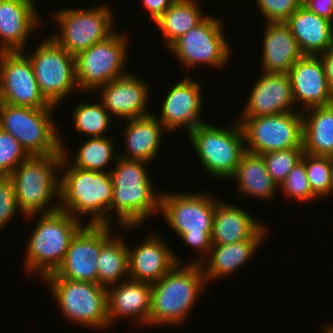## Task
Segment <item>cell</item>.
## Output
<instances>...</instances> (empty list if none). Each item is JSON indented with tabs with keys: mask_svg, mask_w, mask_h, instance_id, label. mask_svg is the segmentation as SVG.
Masks as SVG:
<instances>
[{
	"mask_svg": "<svg viewBox=\"0 0 333 333\" xmlns=\"http://www.w3.org/2000/svg\"><path fill=\"white\" fill-rule=\"evenodd\" d=\"M147 164L150 163L118 156L110 171L113 198L108 209V225H112V216L117 215L116 223L121 229L133 230L148 221L152 214L160 212L161 192L155 190ZM111 210H115L114 215L109 214Z\"/></svg>",
	"mask_w": 333,
	"mask_h": 333,
	"instance_id": "6da1fadb",
	"label": "cell"
},
{
	"mask_svg": "<svg viewBox=\"0 0 333 333\" xmlns=\"http://www.w3.org/2000/svg\"><path fill=\"white\" fill-rule=\"evenodd\" d=\"M207 285L200 264L177 263L160 280L151 284L148 326H181ZM186 319V320H185Z\"/></svg>",
	"mask_w": 333,
	"mask_h": 333,
	"instance_id": "7a4b0ae2",
	"label": "cell"
},
{
	"mask_svg": "<svg viewBox=\"0 0 333 333\" xmlns=\"http://www.w3.org/2000/svg\"><path fill=\"white\" fill-rule=\"evenodd\" d=\"M172 193H161L160 214L183 242L197 250L198 258L192 263L200 264L211 250L213 218L219 198L204 192Z\"/></svg>",
	"mask_w": 333,
	"mask_h": 333,
	"instance_id": "3957f363",
	"label": "cell"
},
{
	"mask_svg": "<svg viewBox=\"0 0 333 333\" xmlns=\"http://www.w3.org/2000/svg\"><path fill=\"white\" fill-rule=\"evenodd\" d=\"M59 210L74 218L91 215V225H108V209L113 198L110 171L95 172L72 167L62 158L60 165ZM82 214V215H81Z\"/></svg>",
	"mask_w": 333,
	"mask_h": 333,
	"instance_id": "277c9868",
	"label": "cell"
},
{
	"mask_svg": "<svg viewBox=\"0 0 333 333\" xmlns=\"http://www.w3.org/2000/svg\"><path fill=\"white\" fill-rule=\"evenodd\" d=\"M61 162L62 154L30 156L9 175L16 193L19 214L32 220L38 218V215L59 210L60 176L57 170ZM54 198L58 199V204H49Z\"/></svg>",
	"mask_w": 333,
	"mask_h": 333,
	"instance_id": "5b68a950",
	"label": "cell"
},
{
	"mask_svg": "<svg viewBox=\"0 0 333 333\" xmlns=\"http://www.w3.org/2000/svg\"><path fill=\"white\" fill-rule=\"evenodd\" d=\"M65 211L41 214L28 239L25 254L26 273L46 276L62 264L72 238L85 225Z\"/></svg>",
	"mask_w": 333,
	"mask_h": 333,
	"instance_id": "8992f818",
	"label": "cell"
},
{
	"mask_svg": "<svg viewBox=\"0 0 333 333\" xmlns=\"http://www.w3.org/2000/svg\"><path fill=\"white\" fill-rule=\"evenodd\" d=\"M55 108H29L0 102V128L13 135L30 156L61 154Z\"/></svg>",
	"mask_w": 333,
	"mask_h": 333,
	"instance_id": "52a82bcc",
	"label": "cell"
},
{
	"mask_svg": "<svg viewBox=\"0 0 333 333\" xmlns=\"http://www.w3.org/2000/svg\"><path fill=\"white\" fill-rule=\"evenodd\" d=\"M188 135L207 174L215 179H229L235 173L246 151L244 132L238 121L228 129L205 122Z\"/></svg>",
	"mask_w": 333,
	"mask_h": 333,
	"instance_id": "ba28073f",
	"label": "cell"
},
{
	"mask_svg": "<svg viewBox=\"0 0 333 333\" xmlns=\"http://www.w3.org/2000/svg\"><path fill=\"white\" fill-rule=\"evenodd\" d=\"M51 297L70 322L94 329H109L107 288L98 283L45 277Z\"/></svg>",
	"mask_w": 333,
	"mask_h": 333,
	"instance_id": "9c48e42d",
	"label": "cell"
},
{
	"mask_svg": "<svg viewBox=\"0 0 333 333\" xmlns=\"http://www.w3.org/2000/svg\"><path fill=\"white\" fill-rule=\"evenodd\" d=\"M116 31L106 40L93 44L75 56V75L78 90H99L108 82L128 73L129 38Z\"/></svg>",
	"mask_w": 333,
	"mask_h": 333,
	"instance_id": "30bf717a",
	"label": "cell"
},
{
	"mask_svg": "<svg viewBox=\"0 0 333 333\" xmlns=\"http://www.w3.org/2000/svg\"><path fill=\"white\" fill-rule=\"evenodd\" d=\"M106 4L99 7L67 9L56 14L57 31L51 37L69 54L76 56L114 33V16Z\"/></svg>",
	"mask_w": 333,
	"mask_h": 333,
	"instance_id": "8fae6325",
	"label": "cell"
},
{
	"mask_svg": "<svg viewBox=\"0 0 333 333\" xmlns=\"http://www.w3.org/2000/svg\"><path fill=\"white\" fill-rule=\"evenodd\" d=\"M27 56L30 59L41 94L53 106L78 88L75 56L69 54L52 37L47 36Z\"/></svg>",
	"mask_w": 333,
	"mask_h": 333,
	"instance_id": "7c38bea8",
	"label": "cell"
},
{
	"mask_svg": "<svg viewBox=\"0 0 333 333\" xmlns=\"http://www.w3.org/2000/svg\"><path fill=\"white\" fill-rule=\"evenodd\" d=\"M222 23L219 18L207 16L167 49L188 69L204 63L212 68H222L231 57L232 49Z\"/></svg>",
	"mask_w": 333,
	"mask_h": 333,
	"instance_id": "4fadbf2b",
	"label": "cell"
},
{
	"mask_svg": "<svg viewBox=\"0 0 333 333\" xmlns=\"http://www.w3.org/2000/svg\"><path fill=\"white\" fill-rule=\"evenodd\" d=\"M240 118L245 137V149L254 154L302 147V112Z\"/></svg>",
	"mask_w": 333,
	"mask_h": 333,
	"instance_id": "5bb4252c",
	"label": "cell"
},
{
	"mask_svg": "<svg viewBox=\"0 0 333 333\" xmlns=\"http://www.w3.org/2000/svg\"><path fill=\"white\" fill-rule=\"evenodd\" d=\"M24 51L0 52V102L29 108H56L41 94Z\"/></svg>",
	"mask_w": 333,
	"mask_h": 333,
	"instance_id": "9a60e30c",
	"label": "cell"
},
{
	"mask_svg": "<svg viewBox=\"0 0 333 333\" xmlns=\"http://www.w3.org/2000/svg\"><path fill=\"white\" fill-rule=\"evenodd\" d=\"M112 227V225L85 223L72 238L60 267L55 273L46 277H61L73 281L97 283V261L100 249L102 244L113 234Z\"/></svg>",
	"mask_w": 333,
	"mask_h": 333,
	"instance_id": "2e32d148",
	"label": "cell"
},
{
	"mask_svg": "<svg viewBox=\"0 0 333 333\" xmlns=\"http://www.w3.org/2000/svg\"><path fill=\"white\" fill-rule=\"evenodd\" d=\"M104 108L115 119H134L152 113L148 106L150 88L148 82L129 72L99 88ZM148 109V110H147Z\"/></svg>",
	"mask_w": 333,
	"mask_h": 333,
	"instance_id": "e0dca14e",
	"label": "cell"
},
{
	"mask_svg": "<svg viewBox=\"0 0 333 333\" xmlns=\"http://www.w3.org/2000/svg\"><path fill=\"white\" fill-rule=\"evenodd\" d=\"M200 85L197 80L185 76L163 97L161 117L157 116V119L166 131L174 132L182 127L189 134L197 125L205 123L200 117L203 108Z\"/></svg>",
	"mask_w": 333,
	"mask_h": 333,
	"instance_id": "ac0fdd59",
	"label": "cell"
},
{
	"mask_svg": "<svg viewBox=\"0 0 333 333\" xmlns=\"http://www.w3.org/2000/svg\"><path fill=\"white\" fill-rule=\"evenodd\" d=\"M158 234L150 232L143 243L137 244L133 249L128 245L130 279L152 284L166 275L177 263H181V258L175 255L168 242Z\"/></svg>",
	"mask_w": 333,
	"mask_h": 333,
	"instance_id": "d6986e66",
	"label": "cell"
},
{
	"mask_svg": "<svg viewBox=\"0 0 333 333\" xmlns=\"http://www.w3.org/2000/svg\"><path fill=\"white\" fill-rule=\"evenodd\" d=\"M241 118L277 115L296 111L287 73H265L253 84Z\"/></svg>",
	"mask_w": 333,
	"mask_h": 333,
	"instance_id": "ffe728a7",
	"label": "cell"
},
{
	"mask_svg": "<svg viewBox=\"0 0 333 333\" xmlns=\"http://www.w3.org/2000/svg\"><path fill=\"white\" fill-rule=\"evenodd\" d=\"M287 74L294 103H302L301 111L333 103V91L330 89L319 56L303 55Z\"/></svg>",
	"mask_w": 333,
	"mask_h": 333,
	"instance_id": "44dd1931",
	"label": "cell"
},
{
	"mask_svg": "<svg viewBox=\"0 0 333 333\" xmlns=\"http://www.w3.org/2000/svg\"><path fill=\"white\" fill-rule=\"evenodd\" d=\"M38 12L33 0H0V52L25 50L31 32L43 24Z\"/></svg>",
	"mask_w": 333,
	"mask_h": 333,
	"instance_id": "7402d4cb",
	"label": "cell"
},
{
	"mask_svg": "<svg viewBox=\"0 0 333 333\" xmlns=\"http://www.w3.org/2000/svg\"><path fill=\"white\" fill-rule=\"evenodd\" d=\"M109 328L120 318L129 317L148 325L151 310V283L127 278L107 288ZM134 318V319H133Z\"/></svg>",
	"mask_w": 333,
	"mask_h": 333,
	"instance_id": "603a6c76",
	"label": "cell"
},
{
	"mask_svg": "<svg viewBox=\"0 0 333 333\" xmlns=\"http://www.w3.org/2000/svg\"><path fill=\"white\" fill-rule=\"evenodd\" d=\"M265 224L248 240L230 244L212 245L209 254L201 261L207 285L212 280L227 277L244 266L256 254L268 233ZM250 258V259H249ZM206 262V263H205ZM208 262V264H207ZM218 278V279H217ZM211 280V281H210Z\"/></svg>",
	"mask_w": 333,
	"mask_h": 333,
	"instance_id": "cb8c5ba5",
	"label": "cell"
},
{
	"mask_svg": "<svg viewBox=\"0 0 333 333\" xmlns=\"http://www.w3.org/2000/svg\"><path fill=\"white\" fill-rule=\"evenodd\" d=\"M263 36L260 60L263 72L288 73L296 61L303 56L286 22H266Z\"/></svg>",
	"mask_w": 333,
	"mask_h": 333,
	"instance_id": "d4e9b609",
	"label": "cell"
},
{
	"mask_svg": "<svg viewBox=\"0 0 333 333\" xmlns=\"http://www.w3.org/2000/svg\"><path fill=\"white\" fill-rule=\"evenodd\" d=\"M303 55L318 56L333 45V23L304 6L286 21Z\"/></svg>",
	"mask_w": 333,
	"mask_h": 333,
	"instance_id": "484cf974",
	"label": "cell"
},
{
	"mask_svg": "<svg viewBox=\"0 0 333 333\" xmlns=\"http://www.w3.org/2000/svg\"><path fill=\"white\" fill-rule=\"evenodd\" d=\"M126 123L125 130L122 132L127 155L124 152V155L118 153V156L152 163L161 147V139L166 131L163 125L154 113L126 120Z\"/></svg>",
	"mask_w": 333,
	"mask_h": 333,
	"instance_id": "4316f807",
	"label": "cell"
},
{
	"mask_svg": "<svg viewBox=\"0 0 333 333\" xmlns=\"http://www.w3.org/2000/svg\"><path fill=\"white\" fill-rule=\"evenodd\" d=\"M240 206L217 202L211 242L212 245L230 244L251 238L263 225Z\"/></svg>",
	"mask_w": 333,
	"mask_h": 333,
	"instance_id": "83f0119b",
	"label": "cell"
},
{
	"mask_svg": "<svg viewBox=\"0 0 333 333\" xmlns=\"http://www.w3.org/2000/svg\"><path fill=\"white\" fill-rule=\"evenodd\" d=\"M237 181V191L244 195L263 200L273 199L279 189L269 175L261 154L245 151L235 173L229 178Z\"/></svg>",
	"mask_w": 333,
	"mask_h": 333,
	"instance_id": "f1b7e54d",
	"label": "cell"
},
{
	"mask_svg": "<svg viewBox=\"0 0 333 333\" xmlns=\"http://www.w3.org/2000/svg\"><path fill=\"white\" fill-rule=\"evenodd\" d=\"M303 151L315 156H330L333 152V103L302 111Z\"/></svg>",
	"mask_w": 333,
	"mask_h": 333,
	"instance_id": "f546056e",
	"label": "cell"
},
{
	"mask_svg": "<svg viewBox=\"0 0 333 333\" xmlns=\"http://www.w3.org/2000/svg\"><path fill=\"white\" fill-rule=\"evenodd\" d=\"M198 4L196 0H176L155 22L167 48L207 17Z\"/></svg>",
	"mask_w": 333,
	"mask_h": 333,
	"instance_id": "4dcf8cb0",
	"label": "cell"
},
{
	"mask_svg": "<svg viewBox=\"0 0 333 333\" xmlns=\"http://www.w3.org/2000/svg\"><path fill=\"white\" fill-rule=\"evenodd\" d=\"M115 236L102 244L97 261V283L105 288L129 278L128 244L121 235Z\"/></svg>",
	"mask_w": 333,
	"mask_h": 333,
	"instance_id": "1f68e13d",
	"label": "cell"
},
{
	"mask_svg": "<svg viewBox=\"0 0 333 333\" xmlns=\"http://www.w3.org/2000/svg\"><path fill=\"white\" fill-rule=\"evenodd\" d=\"M112 139L109 135L105 137H89L86 142L80 145L76 154H74L76 155L73 158L74 160L70 162V153H68L70 151L65 148L67 146L63 144L64 142L60 137L62 158L65 161H69V165L72 167L95 172H106L107 165L111 163V160L115 162L118 158V152H115V141Z\"/></svg>",
	"mask_w": 333,
	"mask_h": 333,
	"instance_id": "d6a6232c",
	"label": "cell"
},
{
	"mask_svg": "<svg viewBox=\"0 0 333 333\" xmlns=\"http://www.w3.org/2000/svg\"><path fill=\"white\" fill-rule=\"evenodd\" d=\"M73 127L75 131L89 137H105L110 130L113 118L101 101L97 103H80L73 109Z\"/></svg>",
	"mask_w": 333,
	"mask_h": 333,
	"instance_id": "836d02e7",
	"label": "cell"
},
{
	"mask_svg": "<svg viewBox=\"0 0 333 333\" xmlns=\"http://www.w3.org/2000/svg\"><path fill=\"white\" fill-rule=\"evenodd\" d=\"M301 160L305 164L306 175L314 195L319 199L321 196L330 195L331 160L329 156H315L303 153Z\"/></svg>",
	"mask_w": 333,
	"mask_h": 333,
	"instance_id": "e575fe53",
	"label": "cell"
},
{
	"mask_svg": "<svg viewBox=\"0 0 333 333\" xmlns=\"http://www.w3.org/2000/svg\"><path fill=\"white\" fill-rule=\"evenodd\" d=\"M303 153V147H296L287 150L267 152L261 155L269 175L279 186L285 180L291 169L301 161Z\"/></svg>",
	"mask_w": 333,
	"mask_h": 333,
	"instance_id": "d590c367",
	"label": "cell"
},
{
	"mask_svg": "<svg viewBox=\"0 0 333 333\" xmlns=\"http://www.w3.org/2000/svg\"><path fill=\"white\" fill-rule=\"evenodd\" d=\"M283 192V196L295 199L299 202H309L318 199L310 186L306 175L304 162H298L288 173L285 180L278 186ZM285 194V195H284Z\"/></svg>",
	"mask_w": 333,
	"mask_h": 333,
	"instance_id": "8d00e7d4",
	"label": "cell"
},
{
	"mask_svg": "<svg viewBox=\"0 0 333 333\" xmlns=\"http://www.w3.org/2000/svg\"><path fill=\"white\" fill-rule=\"evenodd\" d=\"M30 155L17 139L0 128V176H9Z\"/></svg>",
	"mask_w": 333,
	"mask_h": 333,
	"instance_id": "74e56055",
	"label": "cell"
},
{
	"mask_svg": "<svg viewBox=\"0 0 333 333\" xmlns=\"http://www.w3.org/2000/svg\"><path fill=\"white\" fill-rule=\"evenodd\" d=\"M303 0H256L267 22H286L302 6Z\"/></svg>",
	"mask_w": 333,
	"mask_h": 333,
	"instance_id": "f35d334b",
	"label": "cell"
},
{
	"mask_svg": "<svg viewBox=\"0 0 333 333\" xmlns=\"http://www.w3.org/2000/svg\"><path fill=\"white\" fill-rule=\"evenodd\" d=\"M18 211L20 210L12 181L9 176H0V232Z\"/></svg>",
	"mask_w": 333,
	"mask_h": 333,
	"instance_id": "ab89813d",
	"label": "cell"
},
{
	"mask_svg": "<svg viewBox=\"0 0 333 333\" xmlns=\"http://www.w3.org/2000/svg\"><path fill=\"white\" fill-rule=\"evenodd\" d=\"M302 6L315 14L324 17L333 23L332 0H303Z\"/></svg>",
	"mask_w": 333,
	"mask_h": 333,
	"instance_id": "60d3db41",
	"label": "cell"
},
{
	"mask_svg": "<svg viewBox=\"0 0 333 333\" xmlns=\"http://www.w3.org/2000/svg\"><path fill=\"white\" fill-rule=\"evenodd\" d=\"M176 0H142L144 10L150 14V20L156 22Z\"/></svg>",
	"mask_w": 333,
	"mask_h": 333,
	"instance_id": "b9f144b4",
	"label": "cell"
},
{
	"mask_svg": "<svg viewBox=\"0 0 333 333\" xmlns=\"http://www.w3.org/2000/svg\"><path fill=\"white\" fill-rule=\"evenodd\" d=\"M318 56L323 63L325 75L330 89L333 91V45Z\"/></svg>",
	"mask_w": 333,
	"mask_h": 333,
	"instance_id": "7bdbcfd3",
	"label": "cell"
},
{
	"mask_svg": "<svg viewBox=\"0 0 333 333\" xmlns=\"http://www.w3.org/2000/svg\"><path fill=\"white\" fill-rule=\"evenodd\" d=\"M330 195L333 192V162L331 161V173H330Z\"/></svg>",
	"mask_w": 333,
	"mask_h": 333,
	"instance_id": "ee69618b",
	"label": "cell"
},
{
	"mask_svg": "<svg viewBox=\"0 0 333 333\" xmlns=\"http://www.w3.org/2000/svg\"><path fill=\"white\" fill-rule=\"evenodd\" d=\"M323 330H324L323 333H333V324L331 325L328 324V326H325Z\"/></svg>",
	"mask_w": 333,
	"mask_h": 333,
	"instance_id": "f6af8a7d",
	"label": "cell"
},
{
	"mask_svg": "<svg viewBox=\"0 0 333 333\" xmlns=\"http://www.w3.org/2000/svg\"><path fill=\"white\" fill-rule=\"evenodd\" d=\"M329 158L333 162V152L330 154Z\"/></svg>",
	"mask_w": 333,
	"mask_h": 333,
	"instance_id": "bcb514c9",
	"label": "cell"
}]
</instances>
